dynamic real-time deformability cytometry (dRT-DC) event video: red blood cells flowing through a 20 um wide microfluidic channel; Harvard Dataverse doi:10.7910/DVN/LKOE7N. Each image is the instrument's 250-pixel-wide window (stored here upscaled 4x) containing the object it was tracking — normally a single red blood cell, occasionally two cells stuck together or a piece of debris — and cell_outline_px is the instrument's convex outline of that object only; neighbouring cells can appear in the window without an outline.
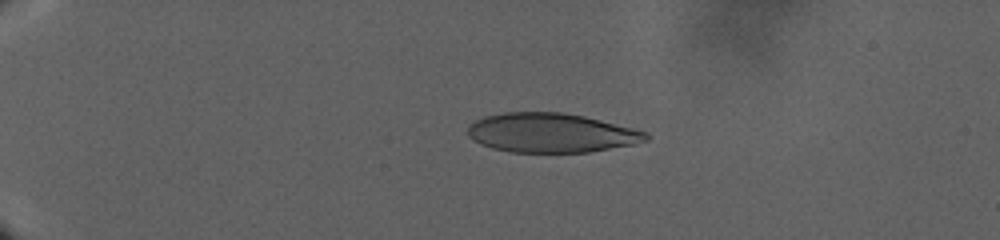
{"species": "human", "species_latin": "Homo sapiens", "temperature_condition": "warm", "stored_images_in_passage": 92, "camera_frame_rate_fps": 3000, "um_per_image_px": 0.085, "donor": {"sex": "male"}, "frame": {"image": 1, "passage_image": 27, "time_ms": 11.333, "image_size_px": [1000, 240], "cell_outline_px": [[652, 136], [648, 140], [632, 144], [588, 152], [508, 152], [492, 148], [480, 144], [468, 136], [468, 124], [484, 116], [504, 112], [564, 112], [584, 116], [648, 132]], "centroid_in_image_um": [46.83, 11.29], "position_along_channel_um": 38.2, "area_um2": 40.86}}
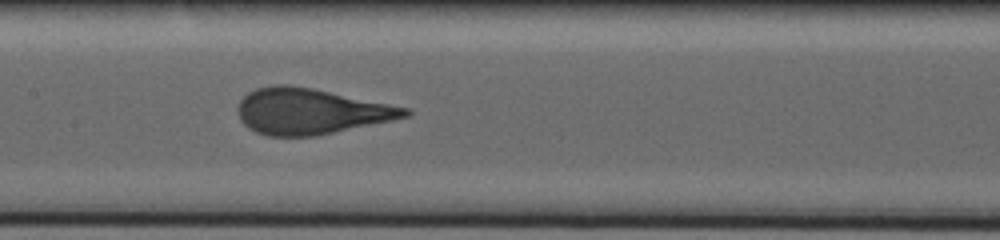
{"frame": {"image": 2, "passage_image": 63, "time_ms": 25.667, "image_size_px": [1000, 240], "cell_outline_px": [[412, 112], [408, 116], [392, 120], [316, 136], [268, 136], [256, 132], [248, 128], [240, 120], [240, 100], [248, 92], [256, 88], [276, 84], [288, 84], [312, 88], [412, 108]], "centroid_in_image_um": [26.43, 9.46], "position_along_channel_um": 181.0, "area_um2": 44.51}}
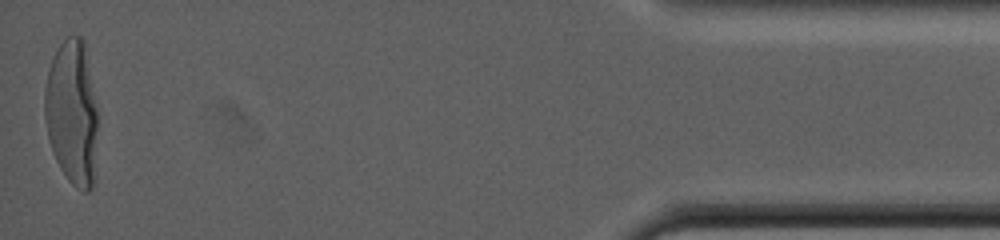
{"frame": {"image": 3, "passage_image": 92, "time_ms": 45.333, "image_size_px": [1000, 240], "cell_outline_px": [[96, 180], [92, 188], [88, 192], [84, 192], [76, 188], [68, 180], [60, 168], [56, 160], [48, 136], [44, 116], [44, 88], [52, 56], [60, 44], [68, 36], [80, 36], [84, 40], [96, 108]], "centroid_in_image_um": [6.12, 9.62], "position_along_channel_um": 429.1, "area_um2": 44.97}}